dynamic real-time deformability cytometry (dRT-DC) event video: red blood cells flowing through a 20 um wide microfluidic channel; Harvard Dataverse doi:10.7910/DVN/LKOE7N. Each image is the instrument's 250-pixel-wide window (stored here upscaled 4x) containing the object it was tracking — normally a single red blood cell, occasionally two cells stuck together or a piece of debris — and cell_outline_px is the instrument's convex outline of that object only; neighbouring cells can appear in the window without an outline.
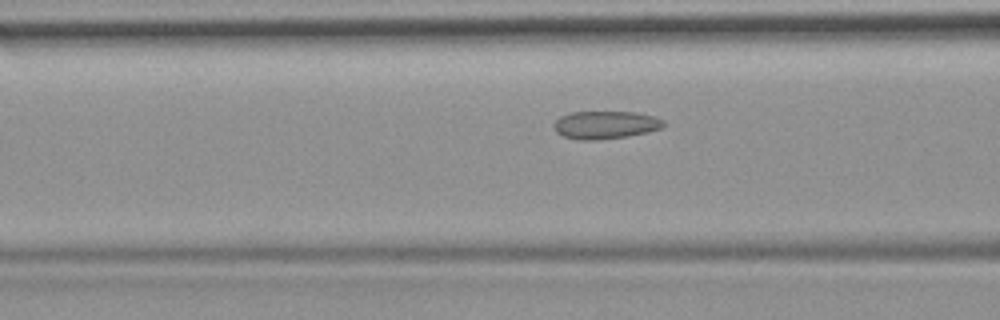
{"species": "common noctule bat (a hibernating species)", "species_latin": "Nyctalus noctula", "temperature_condition": "room temperature", "stored_images_in_passage": 37, "camera_frame_rate_fps": 3000, "um_per_image_px": 0.085, "animal": {"sex": "female", "body_mass_g": 19.9}, "frame": {"image": 1, "passage_image": 5, "time_ms": 1.333, "image_size_px": [1000, 320], "cell_outline_px": [[664, 124], [660, 128], [648, 132], [628, 136], [596, 140], [576, 140], [564, 136], [556, 132], [552, 128], [552, 124], [560, 116], [572, 112], [636, 112], [652, 116], [664, 120]], "centroid_in_image_um": [51.41, 10.62], "position_along_channel_um": 115.2, "area_um2": 17.86}}
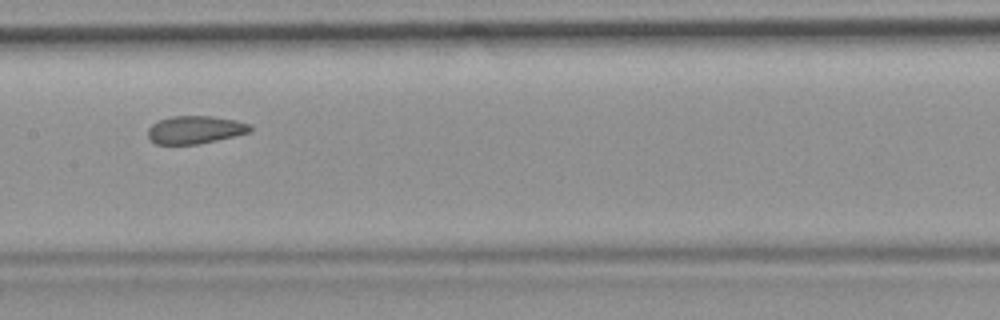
{"frame": {"image": 2, "passage_image": 11, "time_ms": 3.333, "image_size_px": [1000, 320], "cell_outline_px": [[252, 132], [216, 140], [196, 144], [156, 144], [148, 140], [148, 128], [152, 124], [160, 120], [172, 116], [212, 116], [236, 120], [252, 124]], "centroid_in_image_um": [16.6, 11.03], "position_along_channel_um": 190.8, "area_um2": 16.7}}
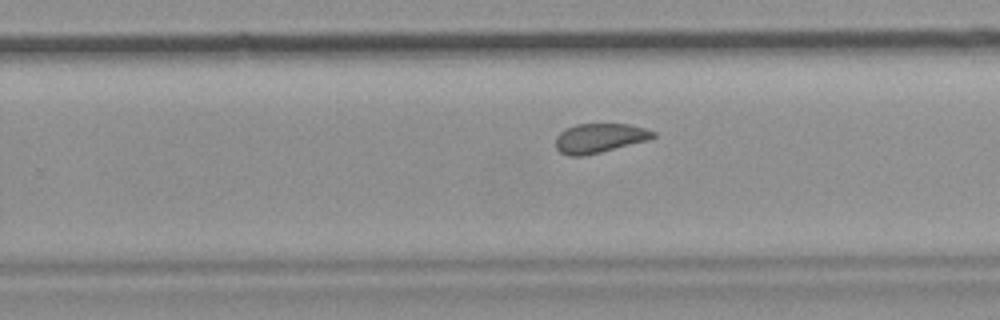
{"frame": {"image": 3, "passage_image": 18, "time_ms": 5.667, "image_size_px": [1000, 320], "cell_outline_px": [[656, 136], [648, 140], [584, 156], [568, 156], [560, 152], [556, 148], [556, 136], [560, 132], [576, 124], [628, 124], [644, 128], [656, 132]], "centroid_in_image_um": [50.95, 11.74], "position_along_channel_um": 278.8, "area_um2": 16.59}, "authors_computed_cell_mechanics": {"area_um2": 17.629, "velocity_mm_per_s": 3.7901, "shape_relaxation_time_tau1_ms": null, "shape_relaxation_time_tau2_ms": 1.4746, "deformation_change_tau1": null, "deformation_change_tau2": 0.059}}